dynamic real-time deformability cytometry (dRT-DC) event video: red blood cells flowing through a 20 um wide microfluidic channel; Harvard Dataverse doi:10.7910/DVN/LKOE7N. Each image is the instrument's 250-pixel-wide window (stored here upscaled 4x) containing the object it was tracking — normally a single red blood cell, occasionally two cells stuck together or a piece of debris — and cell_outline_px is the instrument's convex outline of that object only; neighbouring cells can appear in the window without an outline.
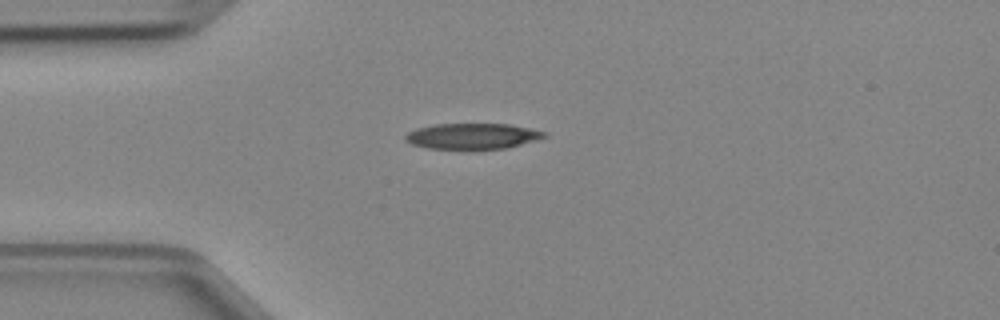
{"species": "Egyptian fruit bat (a non-hibernating species)", "species_latin": "Rousettus aegyptiacus", "temperature_condition": "cold", "stored_images_in_passage": 36, "camera_frame_rate_fps": 3000, "um_per_image_px": 0.085, "animal": {"sex": "female"}, "frame": {"image": 1, "passage_image": 1, "time_ms": 0.0, "image_size_px": [1000, 320], "cell_outline_px": [[548, 136], [536, 140], [508, 148], [476, 152], [468, 152], [428, 148], [412, 144], [404, 140], [404, 136], [408, 132], [416, 128], [436, 124], [508, 124], [528, 128], [544, 132]], "centroid_in_image_um": [40.12, 11.63], "position_along_channel_um": 44.9, "area_um2": 21.79}}
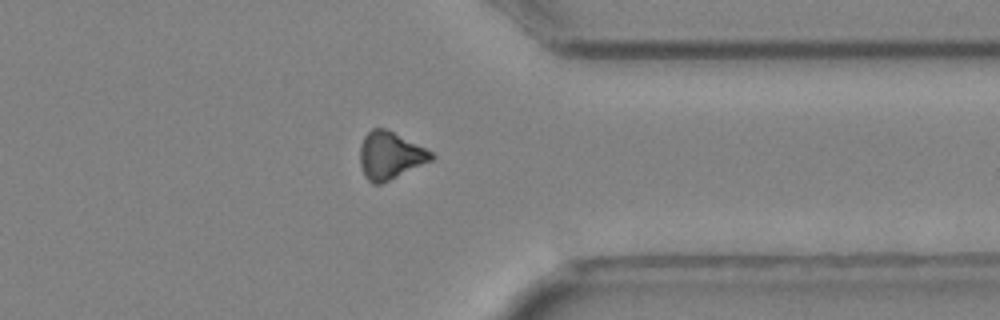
{"frame": {"image": 2, "passage_image": 26, "time_ms": 8.333, "image_size_px": [1000, 320], "cell_outline_px": [[436, 156], [432, 160], [380, 184], [372, 184], [364, 176], [360, 164], [360, 144], [364, 136], [372, 128], [384, 128], [432, 152]], "centroid_in_image_um": [33.12, 13.23], "position_along_channel_um": 378.3, "area_um2": 19.36}}
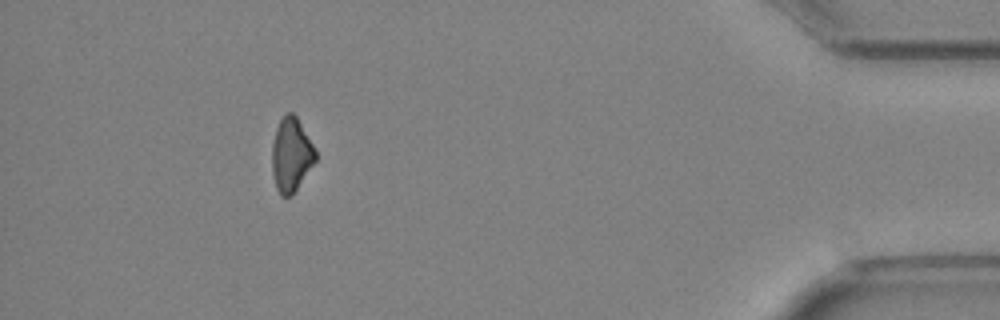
{"frame": {"image": 3, "passage_image": 32, "time_ms": 10.333, "image_size_px": [1000, 320], "cell_outline_px": [[316, 160], [292, 196], [280, 196], [276, 188], [272, 172], [272, 144], [276, 128], [280, 120], [288, 112], [292, 112], [296, 116], [316, 148]], "centroid_in_image_um": [24.75, 13.17], "position_along_channel_um": 410.4, "area_um2": 18.79}}